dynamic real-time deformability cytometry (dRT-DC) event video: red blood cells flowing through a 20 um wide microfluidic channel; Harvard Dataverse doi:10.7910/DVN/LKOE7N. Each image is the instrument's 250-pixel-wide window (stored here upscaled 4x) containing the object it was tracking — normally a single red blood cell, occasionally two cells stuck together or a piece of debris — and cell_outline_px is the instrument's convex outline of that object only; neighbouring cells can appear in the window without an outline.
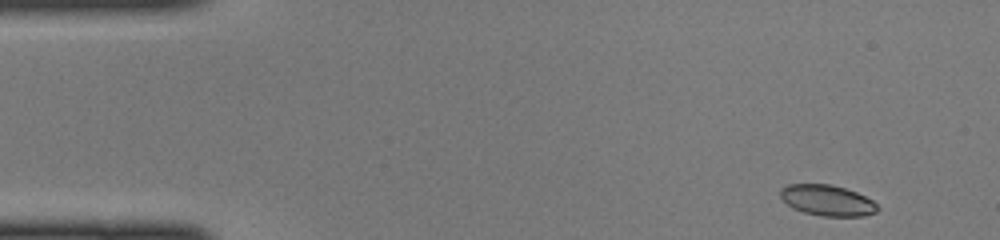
{"species": "common noctule bat (a hibernating species)", "species_latin": "Nyctalus noctula", "temperature_condition": "cold", "stored_images_in_passage": 44, "camera_frame_rate_fps": 3000, "um_per_image_px": 0.085, "animal": {"sex": "female", "body_mass_g": 22.0, "forearm_length_mm": 56.7}, "frame": {"image": 1, "passage_image": 1, "time_ms": 0.0, "image_size_px": [1000, 240], "cell_outline_px": [[880, 208], [876, 212], [864, 216], [820, 216], [804, 212], [792, 208], [780, 196], [780, 188], [788, 184], [832, 184], [856, 192], [872, 200]], "centroid_in_image_um": [70.31, 17.03], "position_along_channel_um": 14.7, "area_um2": 17.46}}
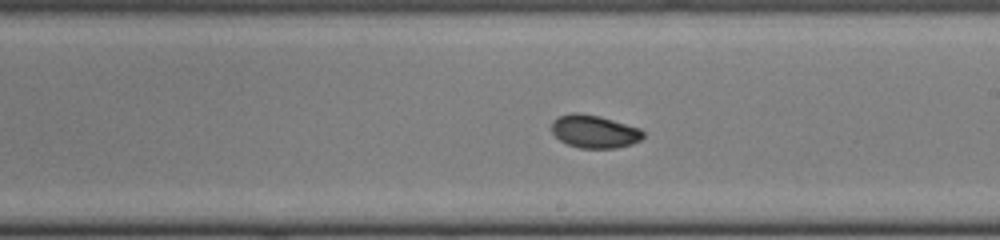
{"frame": {"image": 2, "passage_image": 24, "time_ms": 7.667, "image_size_px": [1000, 240], "cell_outline_px": [[644, 136], [640, 140], [632, 144], [616, 148], [580, 148], [568, 144], [560, 140], [552, 132], [552, 120], [560, 116], [572, 112], [576, 112], [600, 116], [640, 128], [644, 132]], "centroid_in_image_um": [50.53, 11.17], "position_along_channel_um": 238.5, "area_um2": 17.57}}
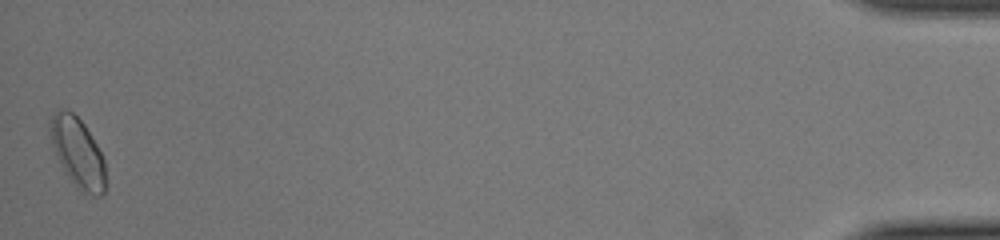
{"frame": {"image": 3, "passage_image": 44, "time_ms": 14.333, "image_size_px": [1000, 240], "cell_outline_px": [[104, 196], [84, 196], [76, 188], [64, 172], [52, 144], [48, 124], [48, 120], [60, 108], [64, 108], [72, 112], [84, 124], [96, 144], [104, 160]], "centroid_in_image_um": [6.58, 13.0], "position_along_channel_um": 428.6, "area_um2": 22.6}}